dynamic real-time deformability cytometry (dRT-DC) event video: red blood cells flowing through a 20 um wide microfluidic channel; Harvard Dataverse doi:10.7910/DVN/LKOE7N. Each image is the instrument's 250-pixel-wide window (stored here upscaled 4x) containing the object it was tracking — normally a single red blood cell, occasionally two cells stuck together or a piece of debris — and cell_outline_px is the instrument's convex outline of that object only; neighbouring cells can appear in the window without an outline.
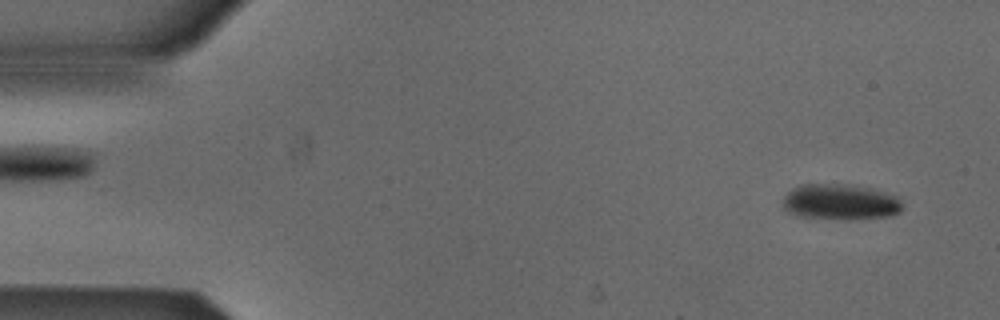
{"species": "Egyptian fruit bat (a non-hibernating species)", "species_latin": "Rousettus aegyptiacus", "temperature_condition": "cold", "stored_images_in_passage": 51, "camera_frame_rate_fps": 3000, "um_per_image_px": 0.085, "animal": {"sex": "male"}, "frame": {"image": 1, "passage_image": 3, "time_ms": 0.667, "image_size_px": [1000, 320], "cell_outline_px": [[904, 208], [900, 212], [892, 216], [804, 216], [788, 212], [784, 208], [784, 196], [792, 188], [804, 184], [856, 184], [872, 188], [900, 196], [904, 204]], "centroid_in_image_um": [71.51, 17.09], "position_along_channel_um": 13.5, "area_um2": 24.1}}
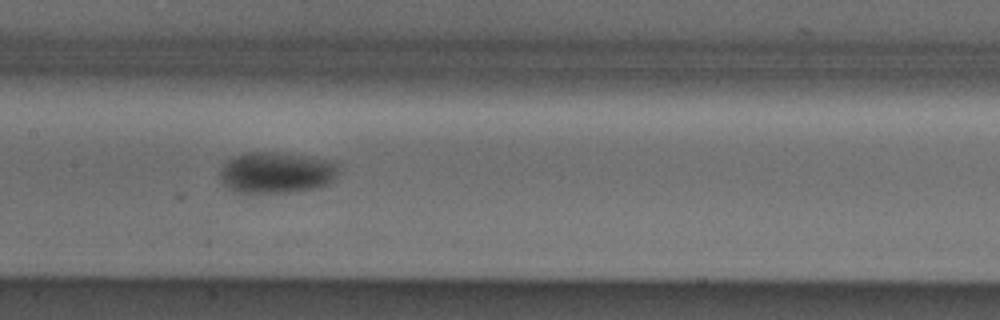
{"frame": {"image": 2, "passage_image": 25, "time_ms": 8.0, "image_size_px": [1000, 320], "cell_outline_px": [[336, 172], [332, 180], [328, 184], [316, 188], [288, 192], [240, 192], [228, 188], [220, 180], [220, 168], [228, 160], [236, 156], [248, 152], [268, 152], [304, 156], [336, 160]], "centroid_in_image_um": [23.48, 14.67], "position_along_channel_um": 183.9, "area_um2": 28.09}}
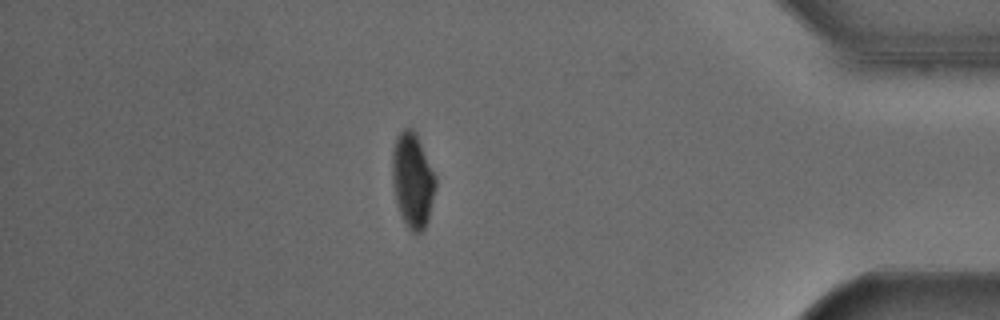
{"frame": {"image": 3, "passage_image": 45, "time_ms": 14.667, "image_size_px": [1000, 320], "cell_outline_px": [[436, 188], [428, 220], [424, 228], [420, 232], [412, 232], [408, 228], [400, 212], [396, 200], [392, 184], [392, 148], [396, 136], [404, 128], [412, 128], [416, 132], [436, 176]], "centroid_in_image_um": [35.07, 15.28], "position_along_channel_um": 400.1, "area_um2": 24.04}}